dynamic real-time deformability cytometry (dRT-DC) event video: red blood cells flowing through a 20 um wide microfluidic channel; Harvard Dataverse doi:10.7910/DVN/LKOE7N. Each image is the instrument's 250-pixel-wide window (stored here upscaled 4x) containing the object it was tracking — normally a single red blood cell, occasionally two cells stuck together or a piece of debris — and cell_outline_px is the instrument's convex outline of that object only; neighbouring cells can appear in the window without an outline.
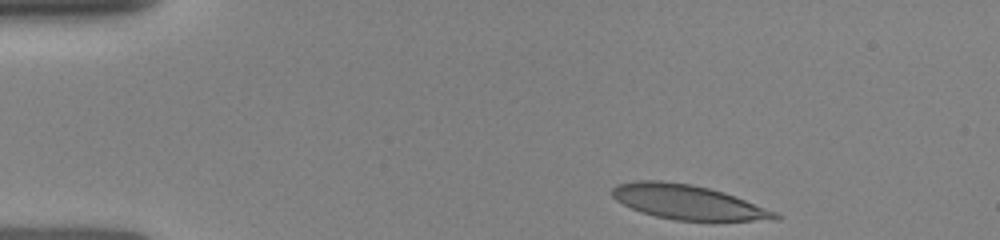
{"species": "human", "species_latin": "Homo sapiens", "temperature_condition": "room temperature", "stored_images_in_passage": 14, "camera_frame_rate_fps": 3000, "um_per_image_px": 0.085, "donor": {"sex": "female"}, "frame": {"image": 1, "passage_image": 1, "time_ms": 0.0, "image_size_px": [1000, 240], "cell_outline_px": [[780, 216], [752, 220], [676, 220], [656, 216], [632, 208], [616, 200], [612, 196], [612, 188], [620, 184], [640, 180], [660, 180], [692, 184], [708, 188], [744, 200], [776, 212]], "centroid_in_image_um": [58.35, 17.16], "position_along_channel_um": 26.6, "area_um2": 31.56}}
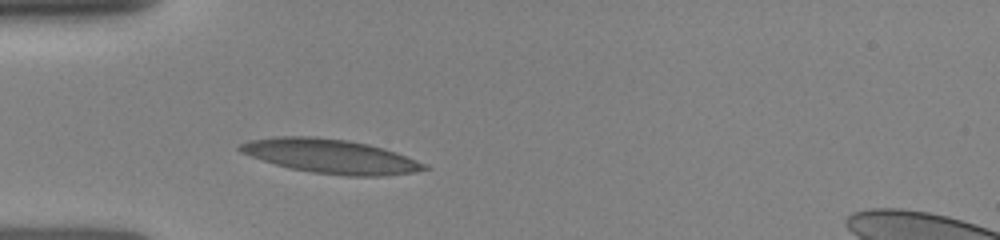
{"frame": {"image": 2, "passage_image": 13, "time_ms": 2.333, "image_size_px": [1000, 240], "cell_outline_px": [[428, 168], [412, 172], [380, 176], [344, 176], [312, 172], [292, 168], [276, 164], [240, 152], [236, 148], [240, 144], [252, 140], [276, 136], [316, 136], [348, 140], [368, 144], [396, 152], [424, 164]], "centroid_in_image_um": [28.06, 13.27], "position_along_channel_um": 56.9, "area_um2": 36.18}}